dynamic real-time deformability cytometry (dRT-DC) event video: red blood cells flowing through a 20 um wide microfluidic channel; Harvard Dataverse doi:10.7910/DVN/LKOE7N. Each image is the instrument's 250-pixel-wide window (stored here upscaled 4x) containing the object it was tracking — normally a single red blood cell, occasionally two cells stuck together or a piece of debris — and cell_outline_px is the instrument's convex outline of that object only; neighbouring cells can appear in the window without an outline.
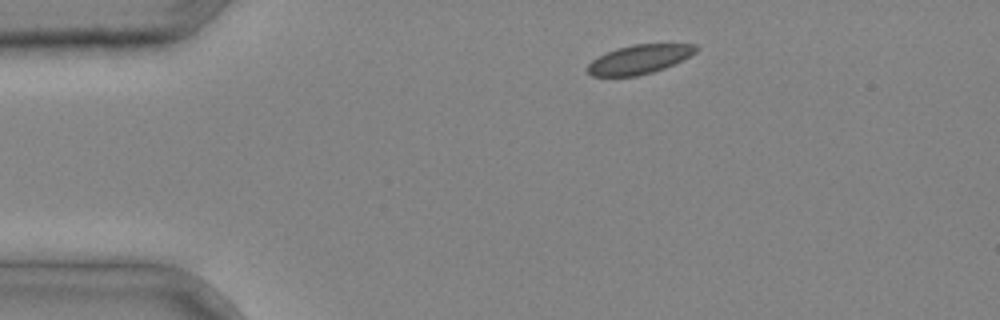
{"species": "common noctule bat (a hibernating species)", "species_latin": "Nyctalus noctula", "temperature_condition": "cold", "stored_images_in_passage": 3, "camera_frame_rate_fps": 3000, "um_per_image_px": 0.085, "animal": {"sex": "male", "body_mass_g": 20.4}, "frame": {"image": 1, "passage_image": 1, "time_ms": 0.0, "image_size_px": [1000, 320], "cell_outline_px": [[700, 48], [696, 52], [664, 68], [652, 72], [636, 76], [592, 76], [588, 72], [588, 64], [592, 60], [616, 48], [632, 44], [696, 44]], "centroid_in_image_um": [54.34, 5.03], "position_along_channel_um": 30.7, "area_um2": 18.09}}
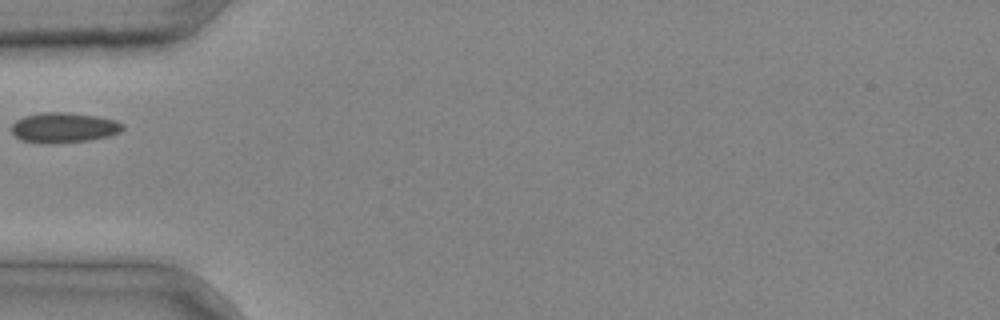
{"frame": {"image": 2, "passage_image": 3, "time_ms": 0.667, "image_size_px": [1000, 320], "cell_outline_px": [[124, 128], [120, 132], [108, 136], [92, 140], [60, 144], [44, 144], [20, 140], [12, 132], [12, 124], [16, 120], [24, 116], [44, 112], [68, 112], [96, 116], [116, 120], [124, 124]], "centroid_in_image_um": [5.43, 10.86], "position_along_channel_um": 79.6, "area_um2": 19.88}}